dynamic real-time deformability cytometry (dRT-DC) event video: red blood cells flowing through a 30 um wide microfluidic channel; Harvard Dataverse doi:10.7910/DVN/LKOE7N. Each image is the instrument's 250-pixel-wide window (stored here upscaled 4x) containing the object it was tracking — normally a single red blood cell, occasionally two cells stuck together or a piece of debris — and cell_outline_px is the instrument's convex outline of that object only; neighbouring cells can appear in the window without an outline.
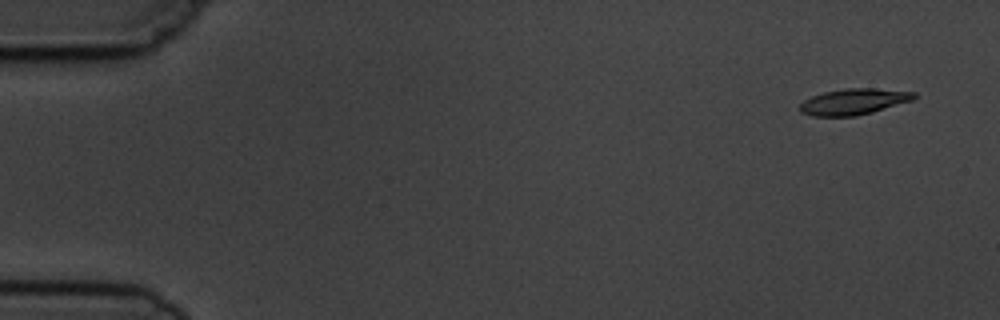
{"species": "common noctule bat (a hibernating species)", "species_latin": "Nyctalus noctula", "temperature_condition": "cold", "stored_images_in_passage": 6, "camera_frame_rate_fps": 3000, "um_per_image_px": 0.085, "animal": {"sex": "male", "body_mass_g": 19.5, "forearm_length_mm": 54.6}, "frame": {"image": 1, "passage_image": 1, "time_ms": 0.0, "image_size_px": [1000, 320], "cell_outline_px": [[916, 96], [912, 100], [872, 112], [856, 116], [812, 116], [800, 112], [800, 104], [804, 100], [812, 96], [824, 92], [844, 88], [876, 88], [916, 92]], "centroid_in_image_um": [72.55, 8.63], "position_along_channel_um": 12.4, "area_um2": 17.28}}
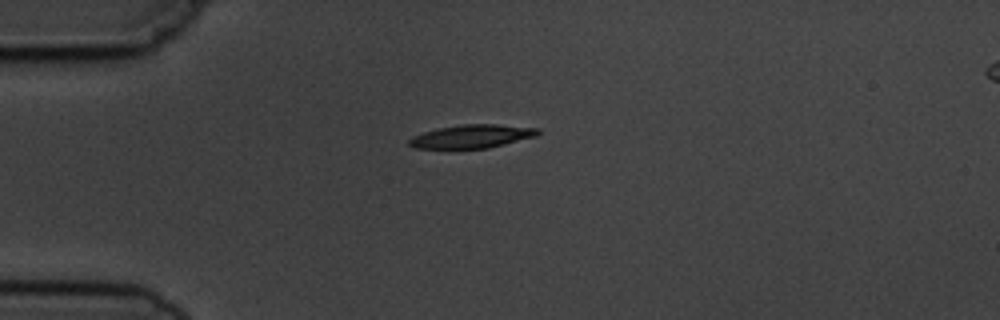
{"frame": {"image": 2, "passage_image": 4, "time_ms": 3.667, "image_size_px": [1000, 320], "cell_outline_px": [[540, 132], [536, 136], [488, 148], [416, 148], [408, 144], [408, 140], [412, 136], [424, 132], [440, 128], [464, 124], [496, 124], [540, 128]], "centroid_in_image_um": [40.13, 11.58], "position_along_channel_um": 44.9, "area_um2": 17.34}}
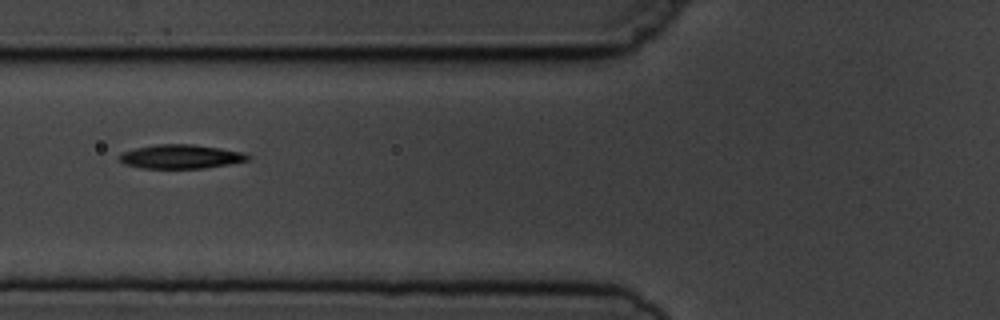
{"frame": {"image": 3, "passage_image": 6, "time_ms": 6.0, "image_size_px": [1000, 320], "cell_outline_px": [[252, 156], [248, 160], [228, 164], [204, 168], [140, 168], [124, 164], [120, 160], [120, 152], [136, 148], [156, 144], [192, 144], [220, 148], [240, 152]], "centroid_in_image_um": [15.33, 13.31], "position_along_channel_um": 110.5, "area_um2": 17.86}}